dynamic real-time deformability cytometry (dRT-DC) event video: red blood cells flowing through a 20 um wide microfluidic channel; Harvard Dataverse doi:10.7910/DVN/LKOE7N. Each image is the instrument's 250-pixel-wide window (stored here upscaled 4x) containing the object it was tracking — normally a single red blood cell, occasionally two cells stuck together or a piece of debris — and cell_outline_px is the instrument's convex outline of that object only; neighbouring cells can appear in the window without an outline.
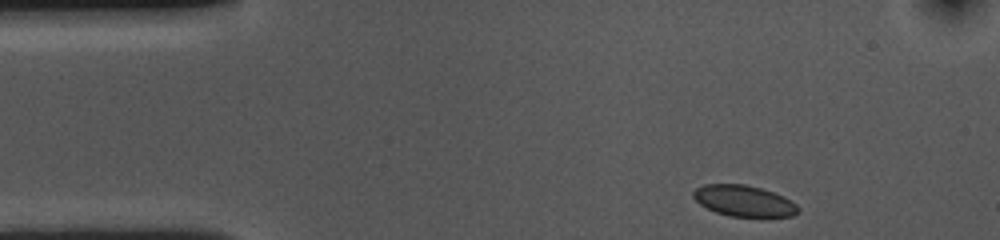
{"species": "common noctule bat (a hibernating species)", "species_latin": "Nyctalus noctula", "temperature_condition": "cold", "stored_images_in_passage": 40, "camera_frame_rate_fps": 3000, "um_per_image_px": 0.085, "animal": {"sex": "female", "body_mass_g": 10.0, "forearm_length_mm": 53.1}, "frame": {"image": 1, "passage_image": 1, "time_ms": 0.0, "image_size_px": [1000, 240], "cell_outline_px": [[800, 208], [792, 216], [764, 220], [728, 216], [716, 212], [700, 204], [692, 196], [692, 192], [696, 188], [704, 184], [744, 184], [760, 188], [784, 196], [796, 204]], "centroid_in_image_um": [63.27, 17.13], "position_along_channel_um": 21.7, "area_um2": 19.71}}
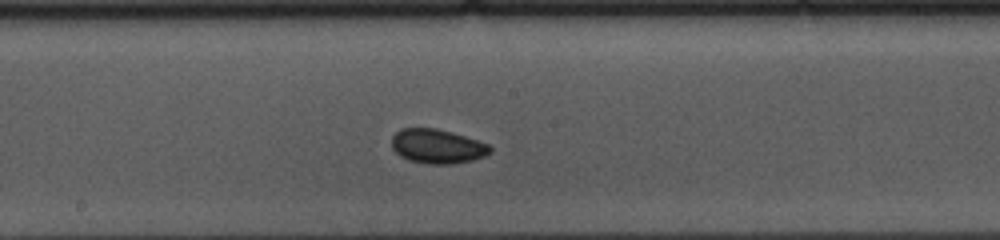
{"frame": {"image": 2, "passage_image": 22, "time_ms": 7.0, "image_size_px": [1000, 240], "cell_outline_px": [[492, 152], [484, 156], [472, 160], [452, 164], [428, 164], [408, 160], [400, 156], [392, 148], [392, 136], [400, 128], [436, 128], [452, 132], [488, 144], [492, 148]], "centroid_in_image_um": [37.15, 12.44], "position_along_channel_um": 211.0, "area_um2": 19.71}}
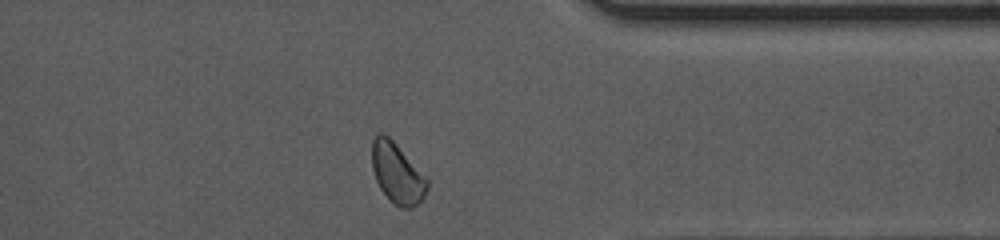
{"frame": {"image": 3, "passage_image": 37, "time_ms": 12.0, "image_size_px": [1000, 240], "cell_outline_px": [[428, 188], [424, 196], [412, 208], [400, 208], [380, 188], [376, 180], [372, 168], [372, 140], [380, 132], [384, 132], [396, 144], [428, 180]], "centroid_in_image_um": [33.74, 14.71], "position_along_channel_um": 377.7, "area_um2": 18.96}, "authors_computed_cell_mechanics": {"area_um2": 19.1318, "velocity_mm_per_s": 3.5594, "shape_relaxation_time_tau1_ms": null, "shape_relaxation_time_tau2_ms": 5.0378, "deformation_change_tau1": null, "deformation_change_tau2": 0.0816}}